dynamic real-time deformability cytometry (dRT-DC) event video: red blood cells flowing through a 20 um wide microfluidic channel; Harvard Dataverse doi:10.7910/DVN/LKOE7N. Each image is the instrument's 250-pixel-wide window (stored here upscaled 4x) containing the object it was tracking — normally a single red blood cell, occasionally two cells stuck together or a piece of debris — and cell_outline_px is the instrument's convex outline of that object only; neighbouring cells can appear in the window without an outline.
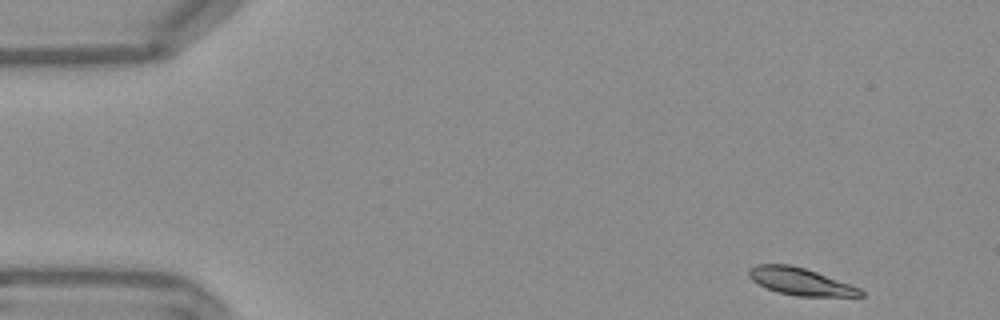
{"species": "Egyptian fruit bat (a non-hibernating species)", "species_latin": "Rousettus aegyptiacus", "temperature_condition": "warm", "stored_images_in_passage": 50, "camera_frame_rate_fps": 3000, "um_per_image_px": 0.085, "frame": {"image": 1, "passage_image": 1, "time_ms": 0.0, "image_size_px": [1000, 320], "cell_outline_px": [[864, 296], [796, 296], [780, 292], [768, 288], [752, 280], [748, 276], [748, 268], [756, 264], [788, 264], [804, 268], [816, 272], [860, 288], [864, 292]], "centroid_in_image_um": [68.01, 23.92], "position_along_channel_um": 17.0, "area_um2": 17.46}}
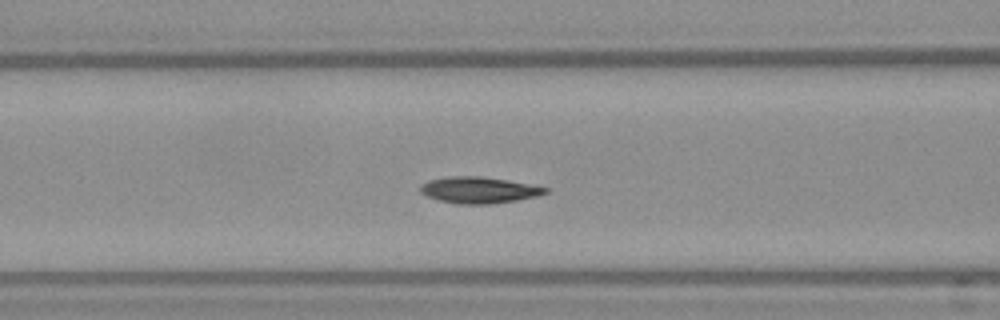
{"frame": {"image": 2, "passage_image": 18, "time_ms": 5.667, "image_size_px": [1000, 320], "cell_outline_px": [[548, 192], [536, 196], [516, 200], [492, 204], [456, 204], [440, 200], [428, 196], [420, 192], [420, 184], [428, 180], [448, 176], [480, 176], [536, 184], [548, 188]], "centroid_in_image_um": [40.72, 16.14], "position_along_channel_um": 125.9, "area_um2": 19.36}}
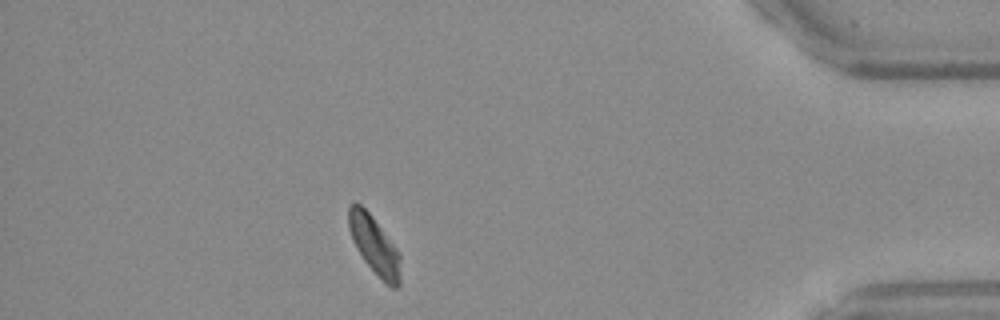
{"frame": {"image": 3, "passage_image": 44, "time_ms": 14.333, "image_size_px": [1000, 320], "cell_outline_px": [[400, 284], [396, 288], [392, 288], [364, 260], [356, 248], [352, 240], [348, 228], [348, 208], [352, 204], [360, 204], [372, 216], [396, 248], [400, 256]], "centroid_in_image_um": [31.81, 20.83], "position_along_channel_um": 403.4, "area_um2": 17.05}, "authors_computed_cell_mechanics": {"area_um2": 18.5538, "velocity_mm_per_s": 3.7333, "shape_relaxation_time_tau1_ms": 3.5195, "shape_relaxation_time_tau2_ms": 4.2231, "deformation_change_tau1": 0.1263, "deformation_change_tau2": 0.0701}}